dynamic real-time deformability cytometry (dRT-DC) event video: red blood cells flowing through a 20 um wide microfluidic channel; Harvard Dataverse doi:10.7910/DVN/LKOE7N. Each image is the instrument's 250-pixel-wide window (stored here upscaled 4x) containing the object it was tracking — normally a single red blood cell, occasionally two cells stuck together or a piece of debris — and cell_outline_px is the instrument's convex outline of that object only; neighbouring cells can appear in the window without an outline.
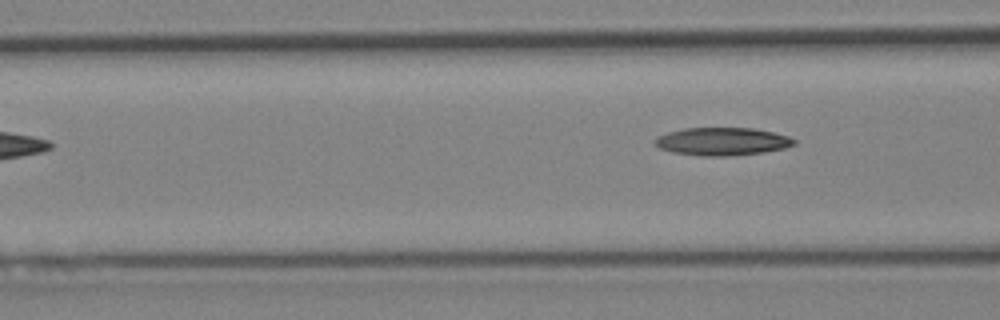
{"species": "Egyptian fruit bat (a non-hibernating species)", "species_latin": "Rousettus aegyptiacus", "temperature_condition": "cold", "stored_images_in_passage": 6, "camera_frame_rate_fps": 3000, "um_per_image_px": 0.085, "animal": {"sex": "female"}, "frame": {"image": 1, "passage_image": 6, "time_ms": 6.0, "image_size_px": [1000, 320], "cell_outline_px": [[796, 144], [784, 148], [764, 152], [728, 156], [704, 156], [672, 152], [660, 148], [652, 144], [652, 140], [656, 136], [668, 132], [684, 128], [752, 128], [772, 132], [788, 136], [796, 140]], "centroid_in_image_um": [61.34, 12.02], "position_along_channel_um": 105.3, "area_um2": 22.72}}